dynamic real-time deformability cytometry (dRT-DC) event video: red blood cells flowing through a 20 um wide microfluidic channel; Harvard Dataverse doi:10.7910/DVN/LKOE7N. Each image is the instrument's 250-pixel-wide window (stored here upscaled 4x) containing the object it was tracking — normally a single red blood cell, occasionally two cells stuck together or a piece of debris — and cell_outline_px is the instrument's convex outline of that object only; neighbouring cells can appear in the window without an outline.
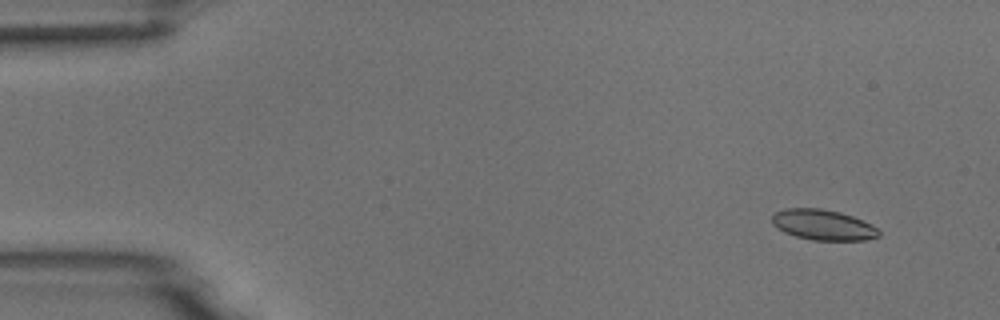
{"species": "common noctule bat (a hibernating species)", "species_latin": "Nyctalus noctula", "temperature_condition": "room temperature", "stored_images_in_passage": 7, "camera_frame_rate_fps": 3000, "um_per_image_px": 0.085, "animal": {"sex": "male", "body_mass_g": 18.8}, "frame": {"image": 1, "passage_image": 2, "time_ms": 0.333, "image_size_px": [1000, 320], "cell_outline_px": [[880, 236], [868, 240], [812, 240], [796, 236], [784, 232], [772, 224], [772, 216], [776, 212], [784, 208], [820, 208], [840, 212], [864, 220], [880, 228]], "centroid_in_image_um": [70.01, 19.11], "position_along_channel_um": 15.0, "area_um2": 19.19}}
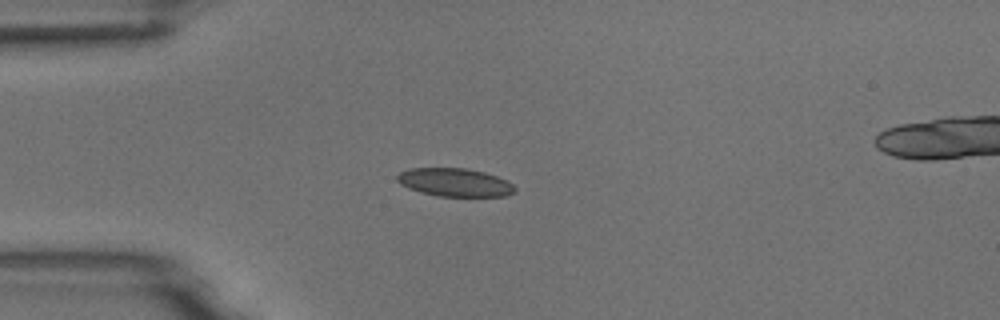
{"frame": {"image": 2, "passage_image": 4, "time_ms": 1.0, "image_size_px": [1000, 320], "cell_outline_px": [[516, 192], [504, 196], [436, 196], [420, 192], [408, 188], [400, 184], [396, 180], [396, 176], [400, 172], [408, 168], [464, 168], [484, 172], [508, 180], [516, 188]], "centroid_in_image_um": [38.64, 15.5], "position_along_channel_um": 46.4, "area_um2": 19.48}}